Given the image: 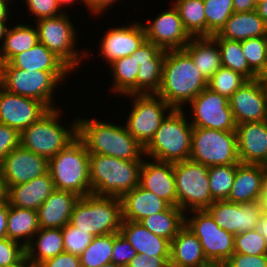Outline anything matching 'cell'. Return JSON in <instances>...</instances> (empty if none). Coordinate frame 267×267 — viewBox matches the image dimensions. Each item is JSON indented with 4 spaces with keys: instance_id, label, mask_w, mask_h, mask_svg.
<instances>
[{
    "instance_id": "6da1fadb",
    "label": "cell",
    "mask_w": 267,
    "mask_h": 267,
    "mask_svg": "<svg viewBox=\"0 0 267 267\" xmlns=\"http://www.w3.org/2000/svg\"><path fill=\"white\" fill-rule=\"evenodd\" d=\"M207 85L208 81L183 49L166 51L157 96L173 109L183 110L184 104H189Z\"/></svg>"
},
{
    "instance_id": "7a4b0ae2",
    "label": "cell",
    "mask_w": 267,
    "mask_h": 267,
    "mask_svg": "<svg viewBox=\"0 0 267 267\" xmlns=\"http://www.w3.org/2000/svg\"><path fill=\"white\" fill-rule=\"evenodd\" d=\"M77 119V137L90 154L111 156L122 160H144V147L127 131L124 124L99 119ZM94 119V120H93ZM144 158V159H143Z\"/></svg>"
},
{
    "instance_id": "3957f363",
    "label": "cell",
    "mask_w": 267,
    "mask_h": 267,
    "mask_svg": "<svg viewBox=\"0 0 267 267\" xmlns=\"http://www.w3.org/2000/svg\"><path fill=\"white\" fill-rule=\"evenodd\" d=\"M142 163L143 160H122L90 154L89 177L92 194L121 198L139 186Z\"/></svg>"
},
{
    "instance_id": "277c9868",
    "label": "cell",
    "mask_w": 267,
    "mask_h": 267,
    "mask_svg": "<svg viewBox=\"0 0 267 267\" xmlns=\"http://www.w3.org/2000/svg\"><path fill=\"white\" fill-rule=\"evenodd\" d=\"M186 114L185 109H173L165 117L144 147L146 158L172 163L190 158L193 126L188 119L191 116L187 117Z\"/></svg>"
},
{
    "instance_id": "5b68a950",
    "label": "cell",
    "mask_w": 267,
    "mask_h": 267,
    "mask_svg": "<svg viewBox=\"0 0 267 267\" xmlns=\"http://www.w3.org/2000/svg\"><path fill=\"white\" fill-rule=\"evenodd\" d=\"M61 113L58 106L49 109L20 133V145L48 160L66 148L77 138V119L67 127L60 122Z\"/></svg>"
},
{
    "instance_id": "8992f818",
    "label": "cell",
    "mask_w": 267,
    "mask_h": 267,
    "mask_svg": "<svg viewBox=\"0 0 267 267\" xmlns=\"http://www.w3.org/2000/svg\"><path fill=\"white\" fill-rule=\"evenodd\" d=\"M89 157L84 143L77 137L48 160V172L56 190L70 191L80 197L92 194Z\"/></svg>"
},
{
    "instance_id": "52a82bcc",
    "label": "cell",
    "mask_w": 267,
    "mask_h": 267,
    "mask_svg": "<svg viewBox=\"0 0 267 267\" xmlns=\"http://www.w3.org/2000/svg\"><path fill=\"white\" fill-rule=\"evenodd\" d=\"M72 72L21 70L9 62L0 64V86L6 91L42 102L48 109L57 108L55 89ZM55 103V104H54Z\"/></svg>"
},
{
    "instance_id": "ba28073f",
    "label": "cell",
    "mask_w": 267,
    "mask_h": 267,
    "mask_svg": "<svg viewBox=\"0 0 267 267\" xmlns=\"http://www.w3.org/2000/svg\"><path fill=\"white\" fill-rule=\"evenodd\" d=\"M122 220L121 198L89 194L75 203L70 223L95 237L119 233Z\"/></svg>"
},
{
    "instance_id": "9c48e42d",
    "label": "cell",
    "mask_w": 267,
    "mask_h": 267,
    "mask_svg": "<svg viewBox=\"0 0 267 267\" xmlns=\"http://www.w3.org/2000/svg\"><path fill=\"white\" fill-rule=\"evenodd\" d=\"M38 41L60 58L73 72L78 69L83 59L89 58L91 51L78 50L77 31L69 18V12L55 17L35 21ZM83 51V52H82ZM89 56V57H88ZM83 58V59H82Z\"/></svg>"
},
{
    "instance_id": "30bf717a",
    "label": "cell",
    "mask_w": 267,
    "mask_h": 267,
    "mask_svg": "<svg viewBox=\"0 0 267 267\" xmlns=\"http://www.w3.org/2000/svg\"><path fill=\"white\" fill-rule=\"evenodd\" d=\"M208 170V166L190 159L174 163L177 207L185 214L193 210H206L214 202Z\"/></svg>"
},
{
    "instance_id": "8fae6325",
    "label": "cell",
    "mask_w": 267,
    "mask_h": 267,
    "mask_svg": "<svg viewBox=\"0 0 267 267\" xmlns=\"http://www.w3.org/2000/svg\"><path fill=\"white\" fill-rule=\"evenodd\" d=\"M189 159L208 167L239 164L236 131L193 127Z\"/></svg>"
},
{
    "instance_id": "7c38bea8",
    "label": "cell",
    "mask_w": 267,
    "mask_h": 267,
    "mask_svg": "<svg viewBox=\"0 0 267 267\" xmlns=\"http://www.w3.org/2000/svg\"><path fill=\"white\" fill-rule=\"evenodd\" d=\"M126 97L134 101L127 121H124L125 127L145 147L173 108L156 94H130Z\"/></svg>"
},
{
    "instance_id": "4fadbf2b",
    "label": "cell",
    "mask_w": 267,
    "mask_h": 267,
    "mask_svg": "<svg viewBox=\"0 0 267 267\" xmlns=\"http://www.w3.org/2000/svg\"><path fill=\"white\" fill-rule=\"evenodd\" d=\"M189 212L191 216L185 214V225L200 240L207 260L225 263L234 253L235 235L220 228L206 210Z\"/></svg>"
},
{
    "instance_id": "5bb4252c",
    "label": "cell",
    "mask_w": 267,
    "mask_h": 267,
    "mask_svg": "<svg viewBox=\"0 0 267 267\" xmlns=\"http://www.w3.org/2000/svg\"><path fill=\"white\" fill-rule=\"evenodd\" d=\"M189 105L193 127L236 131L237 124L227 97L206 87Z\"/></svg>"
},
{
    "instance_id": "9a60e30c",
    "label": "cell",
    "mask_w": 267,
    "mask_h": 267,
    "mask_svg": "<svg viewBox=\"0 0 267 267\" xmlns=\"http://www.w3.org/2000/svg\"><path fill=\"white\" fill-rule=\"evenodd\" d=\"M206 211L220 228L236 235L256 229L264 209L261 201L235 203L219 200L214 201Z\"/></svg>"
},
{
    "instance_id": "2e32d148",
    "label": "cell",
    "mask_w": 267,
    "mask_h": 267,
    "mask_svg": "<svg viewBox=\"0 0 267 267\" xmlns=\"http://www.w3.org/2000/svg\"><path fill=\"white\" fill-rule=\"evenodd\" d=\"M171 5L170 9L158 12L153 20L149 19V24L142 22L146 40L165 51L181 50L192 38L185 30L177 9Z\"/></svg>"
},
{
    "instance_id": "e0dca14e",
    "label": "cell",
    "mask_w": 267,
    "mask_h": 267,
    "mask_svg": "<svg viewBox=\"0 0 267 267\" xmlns=\"http://www.w3.org/2000/svg\"><path fill=\"white\" fill-rule=\"evenodd\" d=\"M236 124L267 120V86L258 78L248 80L230 98Z\"/></svg>"
},
{
    "instance_id": "ac0fdd59",
    "label": "cell",
    "mask_w": 267,
    "mask_h": 267,
    "mask_svg": "<svg viewBox=\"0 0 267 267\" xmlns=\"http://www.w3.org/2000/svg\"><path fill=\"white\" fill-rule=\"evenodd\" d=\"M49 109L40 101L10 93L0 86V123L21 133Z\"/></svg>"
},
{
    "instance_id": "d6986e66",
    "label": "cell",
    "mask_w": 267,
    "mask_h": 267,
    "mask_svg": "<svg viewBox=\"0 0 267 267\" xmlns=\"http://www.w3.org/2000/svg\"><path fill=\"white\" fill-rule=\"evenodd\" d=\"M0 170L8 188L48 173V159L19 145L6 155Z\"/></svg>"
},
{
    "instance_id": "ffe728a7",
    "label": "cell",
    "mask_w": 267,
    "mask_h": 267,
    "mask_svg": "<svg viewBox=\"0 0 267 267\" xmlns=\"http://www.w3.org/2000/svg\"><path fill=\"white\" fill-rule=\"evenodd\" d=\"M102 37L99 44L100 55L107 64L131 56L146 40L142 22L110 27Z\"/></svg>"
},
{
    "instance_id": "44dd1931",
    "label": "cell",
    "mask_w": 267,
    "mask_h": 267,
    "mask_svg": "<svg viewBox=\"0 0 267 267\" xmlns=\"http://www.w3.org/2000/svg\"><path fill=\"white\" fill-rule=\"evenodd\" d=\"M149 160H143L139 185L165 200L170 206H177L174 163Z\"/></svg>"
},
{
    "instance_id": "7402d4cb",
    "label": "cell",
    "mask_w": 267,
    "mask_h": 267,
    "mask_svg": "<svg viewBox=\"0 0 267 267\" xmlns=\"http://www.w3.org/2000/svg\"><path fill=\"white\" fill-rule=\"evenodd\" d=\"M236 134L239 162L267 165V120L238 124Z\"/></svg>"
},
{
    "instance_id": "603a6c76",
    "label": "cell",
    "mask_w": 267,
    "mask_h": 267,
    "mask_svg": "<svg viewBox=\"0 0 267 267\" xmlns=\"http://www.w3.org/2000/svg\"><path fill=\"white\" fill-rule=\"evenodd\" d=\"M265 182V165L239 163L227 201L235 203L261 201Z\"/></svg>"
},
{
    "instance_id": "cb8c5ba5",
    "label": "cell",
    "mask_w": 267,
    "mask_h": 267,
    "mask_svg": "<svg viewBox=\"0 0 267 267\" xmlns=\"http://www.w3.org/2000/svg\"><path fill=\"white\" fill-rule=\"evenodd\" d=\"M79 198L73 192L55 189L37 209L39 228H63Z\"/></svg>"
},
{
    "instance_id": "d4e9b609",
    "label": "cell",
    "mask_w": 267,
    "mask_h": 267,
    "mask_svg": "<svg viewBox=\"0 0 267 267\" xmlns=\"http://www.w3.org/2000/svg\"><path fill=\"white\" fill-rule=\"evenodd\" d=\"M54 190L53 180L48 172L26 183L8 187L7 202L11 206L37 211Z\"/></svg>"
},
{
    "instance_id": "484cf974",
    "label": "cell",
    "mask_w": 267,
    "mask_h": 267,
    "mask_svg": "<svg viewBox=\"0 0 267 267\" xmlns=\"http://www.w3.org/2000/svg\"><path fill=\"white\" fill-rule=\"evenodd\" d=\"M210 262L205 257L201 242L185 225L171 240L170 267H205Z\"/></svg>"
},
{
    "instance_id": "4316f807",
    "label": "cell",
    "mask_w": 267,
    "mask_h": 267,
    "mask_svg": "<svg viewBox=\"0 0 267 267\" xmlns=\"http://www.w3.org/2000/svg\"><path fill=\"white\" fill-rule=\"evenodd\" d=\"M122 219L140 222L155 213L166 210L170 205L153 192L140 185L121 197Z\"/></svg>"
},
{
    "instance_id": "83f0119b",
    "label": "cell",
    "mask_w": 267,
    "mask_h": 267,
    "mask_svg": "<svg viewBox=\"0 0 267 267\" xmlns=\"http://www.w3.org/2000/svg\"><path fill=\"white\" fill-rule=\"evenodd\" d=\"M120 233L136 250L137 254L150 256H170L171 242L155 235L140 222L122 220Z\"/></svg>"
},
{
    "instance_id": "f1b7e54d",
    "label": "cell",
    "mask_w": 267,
    "mask_h": 267,
    "mask_svg": "<svg viewBox=\"0 0 267 267\" xmlns=\"http://www.w3.org/2000/svg\"><path fill=\"white\" fill-rule=\"evenodd\" d=\"M183 50L208 81L221 67V53L212 37H192Z\"/></svg>"
},
{
    "instance_id": "f546056e",
    "label": "cell",
    "mask_w": 267,
    "mask_h": 267,
    "mask_svg": "<svg viewBox=\"0 0 267 267\" xmlns=\"http://www.w3.org/2000/svg\"><path fill=\"white\" fill-rule=\"evenodd\" d=\"M25 250L27 261L38 267L45 260L64 252L62 229L39 228Z\"/></svg>"
},
{
    "instance_id": "4dcf8cb0",
    "label": "cell",
    "mask_w": 267,
    "mask_h": 267,
    "mask_svg": "<svg viewBox=\"0 0 267 267\" xmlns=\"http://www.w3.org/2000/svg\"><path fill=\"white\" fill-rule=\"evenodd\" d=\"M218 35L233 41L267 36V24L257 11L233 13Z\"/></svg>"
},
{
    "instance_id": "1f68e13d",
    "label": "cell",
    "mask_w": 267,
    "mask_h": 267,
    "mask_svg": "<svg viewBox=\"0 0 267 267\" xmlns=\"http://www.w3.org/2000/svg\"><path fill=\"white\" fill-rule=\"evenodd\" d=\"M9 63L21 70L71 72L72 70L41 42L25 52L15 55Z\"/></svg>"
},
{
    "instance_id": "d6a6232c",
    "label": "cell",
    "mask_w": 267,
    "mask_h": 267,
    "mask_svg": "<svg viewBox=\"0 0 267 267\" xmlns=\"http://www.w3.org/2000/svg\"><path fill=\"white\" fill-rule=\"evenodd\" d=\"M38 32L32 24L10 25L0 46V64L9 62L15 55L25 52L38 43Z\"/></svg>"
},
{
    "instance_id": "836d02e7",
    "label": "cell",
    "mask_w": 267,
    "mask_h": 267,
    "mask_svg": "<svg viewBox=\"0 0 267 267\" xmlns=\"http://www.w3.org/2000/svg\"><path fill=\"white\" fill-rule=\"evenodd\" d=\"M39 230L37 211L8 204L7 238L26 247Z\"/></svg>"
},
{
    "instance_id": "e575fe53",
    "label": "cell",
    "mask_w": 267,
    "mask_h": 267,
    "mask_svg": "<svg viewBox=\"0 0 267 267\" xmlns=\"http://www.w3.org/2000/svg\"><path fill=\"white\" fill-rule=\"evenodd\" d=\"M110 72L113 75L110 91L125 97L130 94H137V73L139 64L136 57L131 56L119 58L109 64ZM114 92V93H113Z\"/></svg>"
},
{
    "instance_id": "d590c367",
    "label": "cell",
    "mask_w": 267,
    "mask_h": 267,
    "mask_svg": "<svg viewBox=\"0 0 267 267\" xmlns=\"http://www.w3.org/2000/svg\"><path fill=\"white\" fill-rule=\"evenodd\" d=\"M140 223L155 235L171 240L185 226V213L177 206L143 218Z\"/></svg>"
},
{
    "instance_id": "8d00e7d4",
    "label": "cell",
    "mask_w": 267,
    "mask_h": 267,
    "mask_svg": "<svg viewBox=\"0 0 267 267\" xmlns=\"http://www.w3.org/2000/svg\"><path fill=\"white\" fill-rule=\"evenodd\" d=\"M185 30L191 37H206V17L203 0H173Z\"/></svg>"
},
{
    "instance_id": "74e56055",
    "label": "cell",
    "mask_w": 267,
    "mask_h": 267,
    "mask_svg": "<svg viewBox=\"0 0 267 267\" xmlns=\"http://www.w3.org/2000/svg\"><path fill=\"white\" fill-rule=\"evenodd\" d=\"M218 44L222 66L240 73L247 80H255L259 77L250 69L242 52L241 41H233L221 38L218 34L211 36Z\"/></svg>"
},
{
    "instance_id": "f35d334b",
    "label": "cell",
    "mask_w": 267,
    "mask_h": 267,
    "mask_svg": "<svg viewBox=\"0 0 267 267\" xmlns=\"http://www.w3.org/2000/svg\"><path fill=\"white\" fill-rule=\"evenodd\" d=\"M113 233L95 236L79 256L81 267H102L111 263Z\"/></svg>"
},
{
    "instance_id": "ab89813d",
    "label": "cell",
    "mask_w": 267,
    "mask_h": 267,
    "mask_svg": "<svg viewBox=\"0 0 267 267\" xmlns=\"http://www.w3.org/2000/svg\"><path fill=\"white\" fill-rule=\"evenodd\" d=\"M238 164L210 166L209 186L214 201L227 200L236 175Z\"/></svg>"
},
{
    "instance_id": "60d3db41",
    "label": "cell",
    "mask_w": 267,
    "mask_h": 267,
    "mask_svg": "<svg viewBox=\"0 0 267 267\" xmlns=\"http://www.w3.org/2000/svg\"><path fill=\"white\" fill-rule=\"evenodd\" d=\"M206 17V37L218 34L234 13L233 0H203Z\"/></svg>"
},
{
    "instance_id": "b9f144b4",
    "label": "cell",
    "mask_w": 267,
    "mask_h": 267,
    "mask_svg": "<svg viewBox=\"0 0 267 267\" xmlns=\"http://www.w3.org/2000/svg\"><path fill=\"white\" fill-rule=\"evenodd\" d=\"M241 47L250 69L260 78L267 69V36L243 40Z\"/></svg>"
},
{
    "instance_id": "7bdbcfd3",
    "label": "cell",
    "mask_w": 267,
    "mask_h": 267,
    "mask_svg": "<svg viewBox=\"0 0 267 267\" xmlns=\"http://www.w3.org/2000/svg\"><path fill=\"white\" fill-rule=\"evenodd\" d=\"M248 80L230 68L221 67L209 80L207 87L228 99Z\"/></svg>"
},
{
    "instance_id": "ee69618b",
    "label": "cell",
    "mask_w": 267,
    "mask_h": 267,
    "mask_svg": "<svg viewBox=\"0 0 267 267\" xmlns=\"http://www.w3.org/2000/svg\"><path fill=\"white\" fill-rule=\"evenodd\" d=\"M163 63H144L137 73V94H156L162 80Z\"/></svg>"
},
{
    "instance_id": "f6af8a7d",
    "label": "cell",
    "mask_w": 267,
    "mask_h": 267,
    "mask_svg": "<svg viewBox=\"0 0 267 267\" xmlns=\"http://www.w3.org/2000/svg\"><path fill=\"white\" fill-rule=\"evenodd\" d=\"M234 252L251 256L267 254V241L257 229L236 234Z\"/></svg>"
},
{
    "instance_id": "bcb514c9",
    "label": "cell",
    "mask_w": 267,
    "mask_h": 267,
    "mask_svg": "<svg viewBox=\"0 0 267 267\" xmlns=\"http://www.w3.org/2000/svg\"><path fill=\"white\" fill-rule=\"evenodd\" d=\"M62 229L64 252L80 256L88 247L94 236L88 232L80 230L68 222Z\"/></svg>"
},
{
    "instance_id": "7dc6e473",
    "label": "cell",
    "mask_w": 267,
    "mask_h": 267,
    "mask_svg": "<svg viewBox=\"0 0 267 267\" xmlns=\"http://www.w3.org/2000/svg\"><path fill=\"white\" fill-rule=\"evenodd\" d=\"M26 259V250L22 243L0 239V267H15Z\"/></svg>"
},
{
    "instance_id": "c3c4849f",
    "label": "cell",
    "mask_w": 267,
    "mask_h": 267,
    "mask_svg": "<svg viewBox=\"0 0 267 267\" xmlns=\"http://www.w3.org/2000/svg\"><path fill=\"white\" fill-rule=\"evenodd\" d=\"M136 255V250L120 232L113 233L112 264H116L120 267H126L129 261H131Z\"/></svg>"
},
{
    "instance_id": "681fc988",
    "label": "cell",
    "mask_w": 267,
    "mask_h": 267,
    "mask_svg": "<svg viewBox=\"0 0 267 267\" xmlns=\"http://www.w3.org/2000/svg\"><path fill=\"white\" fill-rule=\"evenodd\" d=\"M24 4L28 9L30 15H34L35 21L42 18H49L58 16L64 11L60 10L56 0H24Z\"/></svg>"
},
{
    "instance_id": "f907efd6",
    "label": "cell",
    "mask_w": 267,
    "mask_h": 267,
    "mask_svg": "<svg viewBox=\"0 0 267 267\" xmlns=\"http://www.w3.org/2000/svg\"><path fill=\"white\" fill-rule=\"evenodd\" d=\"M133 55L136 57L139 66H141L144 63H163L166 51L145 40Z\"/></svg>"
},
{
    "instance_id": "816d5d0a",
    "label": "cell",
    "mask_w": 267,
    "mask_h": 267,
    "mask_svg": "<svg viewBox=\"0 0 267 267\" xmlns=\"http://www.w3.org/2000/svg\"><path fill=\"white\" fill-rule=\"evenodd\" d=\"M20 145V133L10 126L0 123V163L6 155Z\"/></svg>"
},
{
    "instance_id": "f5cc1de1",
    "label": "cell",
    "mask_w": 267,
    "mask_h": 267,
    "mask_svg": "<svg viewBox=\"0 0 267 267\" xmlns=\"http://www.w3.org/2000/svg\"><path fill=\"white\" fill-rule=\"evenodd\" d=\"M226 267H267V254L246 255L233 253L225 262Z\"/></svg>"
},
{
    "instance_id": "db71d44e",
    "label": "cell",
    "mask_w": 267,
    "mask_h": 267,
    "mask_svg": "<svg viewBox=\"0 0 267 267\" xmlns=\"http://www.w3.org/2000/svg\"><path fill=\"white\" fill-rule=\"evenodd\" d=\"M170 256H150L137 254L126 267H170Z\"/></svg>"
},
{
    "instance_id": "11a10c76",
    "label": "cell",
    "mask_w": 267,
    "mask_h": 267,
    "mask_svg": "<svg viewBox=\"0 0 267 267\" xmlns=\"http://www.w3.org/2000/svg\"><path fill=\"white\" fill-rule=\"evenodd\" d=\"M38 267H81L79 256L62 252L45 260Z\"/></svg>"
},
{
    "instance_id": "9f6ffc18",
    "label": "cell",
    "mask_w": 267,
    "mask_h": 267,
    "mask_svg": "<svg viewBox=\"0 0 267 267\" xmlns=\"http://www.w3.org/2000/svg\"><path fill=\"white\" fill-rule=\"evenodd\" d=\"M81 2L85 4L89 13L95 14V16H102V14L106 12V9L112 8V4L118 3V0H81Z\"/></svg>"
},
{
    "instance_id": "6f0895ef",
    "label": "cell",
    "mask_w": 267,
    "mask_h": 267,
    "mask_svg": "<svg viewBox=\"0 0 267 267\" xmlns=\"http://www.w3.org/2000/svg\"><path fill=\"white\" fill-rule=\"evenodd\" d=\"M256 6L255 0H233L234 13L254 11Z\"/></svg>"
},
{
    "instance_id": "680465c9",
    "label": "cell",
    "mask_w": 267,
    "mask_h": 267,
    "mask_svg": "<svg viewBox=\"0 0 267 267\" xmlns=\"http://www.w3.org/2000/svg\"><path fill=\"white\" fill-rule=\"evenodd\" d=\"M8 202L0 203V239L7 238Z\"/></svg>"
},
{
    "instance_id": "91938a15",
    "label": "cell",
    "mask_w": 267,
    "mask_h": 267,
    "mask_svg": "<svg viewBox=\"0 0 267 267\" xmlns=\"http://www.w3.org/2000/svg\"><path fill=\"white\" fill-rule=\"evenodd\" d=\"M10 2L6 1V0H0V22H8L9 20V13H11L10 9L8 6Z\"/></svg>"
},
{
    "instance_id": "94428289",
    "label": "cell",
    "mask_w": 267,
    "mask_h": 267,
    "mask_svg": "<svg viewBox=\"0 0 267 267\" xmlns=\"http://www.w3.org/2000/svg\"><path fill=\"white\" fill-rule=\"evenodd\" d=\"M256 229L267 241V211H263Z\"/></svg>"
},
{
    "instance_id": "6125c7cd",
    "label": "cell",
    "mask_w": 267,
    "mask_h": 267,
    "mask_svg": "<svg viewBox=\"0 0 267 267\" xmlns=\"http://www.w3.org/2000/svg\"><path fill=\"white\" fill-rule=\"evenodd\" d=\"M8 188L0 170V203L7 202Z\"/></svg>"
},
{
    "instance_id": "be15d7a7",
    "label": "cell",
    "mask_w": 267,
    "mask_h": 267,
    "mask_svg": "<svg viewBox=\"0 0 267 267\" xmlns=\"http://www.w3.org/2000/svg\"><path fill=\"white\" fill-rule=\"evenodd\" d=\"M256 11L258 15L264 20V22L267 24V1L258 3L256 6Z\"/></svg>"
},
{
    "instance_id": "e7e4bbea",
    "label": "cell",
    "mask_w": 267,
    "mask_h": 267,
    "mask_svg": "<svg viewBox=\"0 0 267 267\" xmlns=\"http://www.w3.org/2000/svg\"><path fill=\"white\" fill-rule=\"evenodd\" d=\"M8 22H0V43L1 45L3 44V41L6 37L7 31L9 29V24Z\"/></svg>"
},
{
    "instance_id": "03108f58",
    "label": "cell",
    "mask_w": 267,
    "mask_h": 267,
    "mask_svg": "<svg viewBox=\"0 0 267 267\" xmlns=\"http://www.w3.org/2000/svg\"><path fill=\"white\" fill-rule=\"evenodd\" d=\"M57 1V4L58 6L60 7V9L63 11V10H66L65 12H67L68 10L65 8L66 6H70L71 5H74V3L76 4L78 1L81 2V0H56ZM65 5V6H64ZM65 9H64V8Z\"/></svg>"
},
{
    "instance_id": "003e7915",
    "label": "cell",
    "mask_w": 267,
    "mask_h": 267,
    "mask_svg": "<svg viewBox=\"0 0 267 267\" xmlns=\"http://www.w3.org/2000/svg\"><path fill=\"white\" fill-rule=\"evenodd\" d=\"M262 207L264 211H267V180L264 185V190H263V196H262Z\"/></svg>"
},
{
    "instance_id": "a7ac6f4b",
    "label": "cell",
    "mask_w": 267,
    "mask_h": 267,
    "mask_svg": "<svg viewBox=\"0 0 267 267\" xmlns=\"http://www.w3.org/2000/svg\"><path fill=\"white\" fill-rule=\"evenodd\" d=\"M15 267H33V266L27 261V259H25L21 264Z\"/></svg>"
},
{
    "instance_id": "89a4df30",
    "label": "cell",
    "mask_w": 267,
    "mask_h": 267,
    "mask_svg": "<svg viewBox=\"0 0 267 267\" xmlns=\"http://www.w3.org/2000/svg\"><path fill=\"white\" fill-rule=\"evenodd\" d=\"M205 267H226L225 263H210L209 265Z\"/></svg>"
},
{
    "instance_id": "2644e50d",
    "label": "cell",
    "mask_w": 267,
    "mask_h": 267,
    "mask_svg": "<svg viewBox=\"0 0 267 267\" xmlns=\"http://www.w3.org/2000/svg\"><path fill=\"white\" fill-rule=\"evenodd\" d=\"M260 79L263 81V83L267 86V69L266 71L262 74Z\"/></svg>"
},
{
    "instance_id": "8c879c8a",
    "label": "cell",
    "mask_w": 267,
    "mask_h": 267,
    "mask_svg": "<svg viewBox=\"0 0 267 267\" xmlns=\"http://www.w3.org/2000/svg\"><path fill=\"white\" fill-rule=\"evenodd\" d=\"M102 267H120V266H117L116 264L110 263V264H107V265L102 266Z\"/></svg>"
},
{
    "instance_id": "753ad0ef",
    "label": "cell",
    "mask_w": 267,
    "mask_h": 267,
    "mask_svg": "<svg viewBox=\"0 0 267 267\" xmlns=\"http://www.w3.org/2000/svg\"><path fill=\"white\" fill-rule=\"evenodd\" d=\"M267 0H255L256 4L266 2Z\"/></svg>"
},
{
    "instance_id": "34e18365",
    "label": "cell",
    "mask_w": 267,
    "mask_h": 267,
    "mask_svg": "<svg viewBox=\"0 0 267 267\" xmlns=\"http://www.w3.org/2000/svg\"><path fill=\"white\" fill-rule=\"evenodd\" d=\"M265 168H266V180H267V165H265Z\"/></svg>"
}]
</instances>
